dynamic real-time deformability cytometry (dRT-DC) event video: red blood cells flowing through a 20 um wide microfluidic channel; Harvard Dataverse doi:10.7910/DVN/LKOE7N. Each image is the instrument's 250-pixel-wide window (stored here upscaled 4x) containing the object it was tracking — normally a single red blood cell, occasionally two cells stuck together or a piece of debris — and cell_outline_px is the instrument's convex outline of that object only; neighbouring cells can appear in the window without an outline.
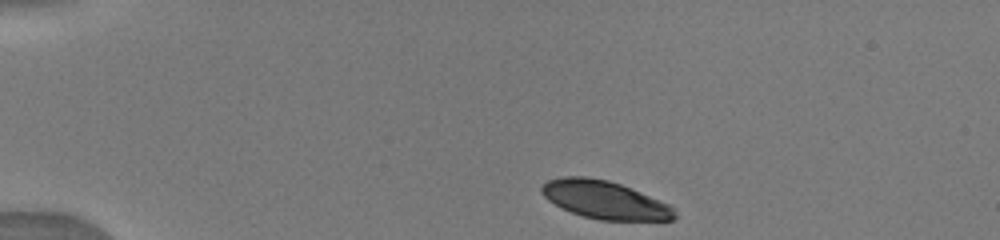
{"species": "human", "species_latin": "Homo sapiens", "temperature_condition": "warm", "stored_images_in_passage": 48, "camera_frame_rate_fps": 3000, "um_per_image_px": 0.085, "donor": {"sex": "male"}, "frame": {"image": 1, "passage_image": 1, "time_ms": 0.0, "image_size_px": [1000, 240], "cell_outline_px": [[676, 216], [672, 220], [600, 220], [584, 216], [572, 212], [548, 200], [540, 192], [540, 188], [548, 180], [564, 176], [588, 176], [608, 180], [620, 184], [640, 192], [668, 204], [676, 208]], "centroid_in_image_um": [51.41, 16.98], "position_along_channel_um": 33.6, "area_um2": 29.19}}
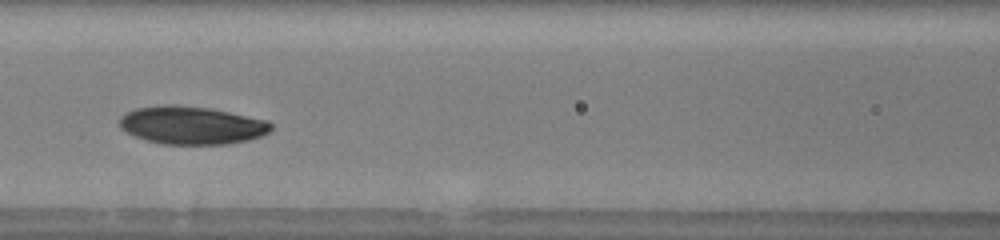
{"frame": {"image": 2, "passage_image": 17, "time_ms": 4.667, "image_size_px": [1000, 240], "cell_outline_px": [[272, 128], [268, 132], [260, 136], [248, 140], [228, 144], [160, 144], [136, 136], [120, 128], [120, 116], [124, 112], [136, 108], [164, 104], [172, 104], [208, 108], [268, 120], [272, 124]], "centroid_in_image_um": [16.28, 10.64], "position_along_channel_um": 150.3, "area_um2": 33.47}}
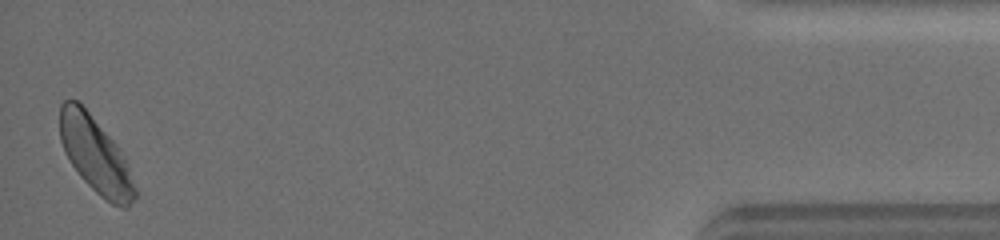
{"frame": {"image": 3, "passage_image": 48, "time_ms": 13.333, "image_size_px": [1000, 240], "cell_outline_px": [[136, 196], [128, 208], [124, 208], [112, 204], [104, 200], [80, 176], [64, 152], [60, 140], [60, 104], [64, 100], [76, 100], [88, 112], [116, 144], [124, 156], [136, 188]], "centroid_in_image_um": [8.11, 13.21], "position_along_channel_um": 427.1, "area_um2": 32.71}}